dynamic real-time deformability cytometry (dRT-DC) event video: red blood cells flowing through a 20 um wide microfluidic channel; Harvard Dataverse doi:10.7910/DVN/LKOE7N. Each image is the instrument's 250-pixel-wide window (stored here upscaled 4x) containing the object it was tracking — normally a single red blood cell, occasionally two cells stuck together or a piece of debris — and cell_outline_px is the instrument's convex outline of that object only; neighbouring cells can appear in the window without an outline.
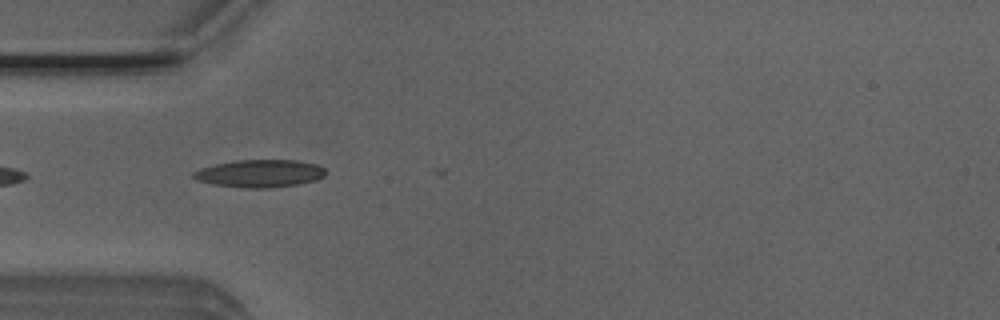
{"species": "Egyptian fruit bat (a non-hibernating species)", "species_latin": "Rousettus aegyptiacus", "temperature_condition": "room temperature", "stored_images_in_passage": 3, "camera_frame_rate_fps": 3000, "um_per_image_px": 0.085, "animal": {"sex": "male"}, "frame": {"image": 1, "passage_image": 2, "time_ms": 0.333, "image_size_px": [1000, 320], "cell_outline_px": [[324, 176], [316, 180], [300, 184], [272, 188], [248, 188], [212, 184], [196, 180], [192, 176], [192, 172], [200, 168], [216, 164], [236, 160], [296, 160], [316, 164], [324, 168]], "centroid_in_image_um": [22.07, 14.75], "position_along_channel_um": 62.9, "area_um2": 21.33}}